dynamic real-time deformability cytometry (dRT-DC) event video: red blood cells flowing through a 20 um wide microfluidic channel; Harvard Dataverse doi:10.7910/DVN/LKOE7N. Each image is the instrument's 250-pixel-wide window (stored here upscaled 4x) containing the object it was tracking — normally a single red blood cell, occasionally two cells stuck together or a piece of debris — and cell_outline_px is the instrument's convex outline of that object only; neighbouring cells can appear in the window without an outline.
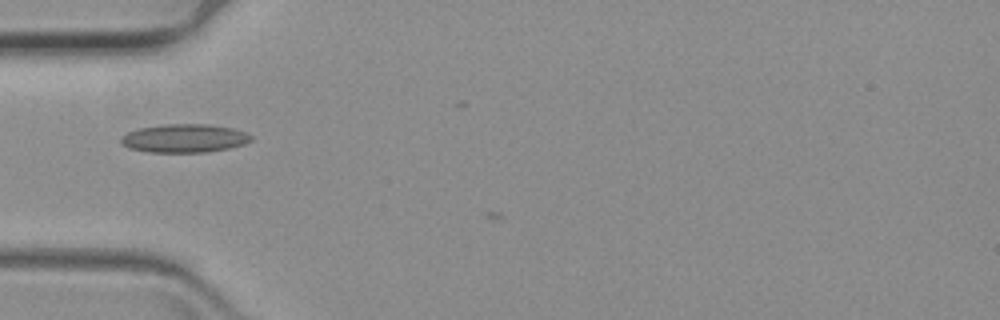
{"species": "common noctule bat (a hibernating species)", "species_latin": "Nyctalus noctula", "temperature_condition": "warm", "stored_images_in_passage": 4, "camera_frame_rate_fps": 3000, "um_per_image_px": 0.085, "animal": {"sex": "female", "body_mass_g": 19.3, "forearm_length_mm": 54.1}, "frame": {"image": 1, "passage_image": 3, "time_ms": 0.667, "image_size_px": [1000, 320], "cell_outline_px": [[252, 140], [244, 144], [228, 148], [204, 152], [148, 152], [128, 148], [120, 144], [120, 136], [136, 128], [164, 124], [208, 124], [232, 128], [244, 132], [252, 136]], "centroid_in_image_um": [15.61, 11.75], "position_along_channel_um": 69.4, "area_um2": 21.68}}